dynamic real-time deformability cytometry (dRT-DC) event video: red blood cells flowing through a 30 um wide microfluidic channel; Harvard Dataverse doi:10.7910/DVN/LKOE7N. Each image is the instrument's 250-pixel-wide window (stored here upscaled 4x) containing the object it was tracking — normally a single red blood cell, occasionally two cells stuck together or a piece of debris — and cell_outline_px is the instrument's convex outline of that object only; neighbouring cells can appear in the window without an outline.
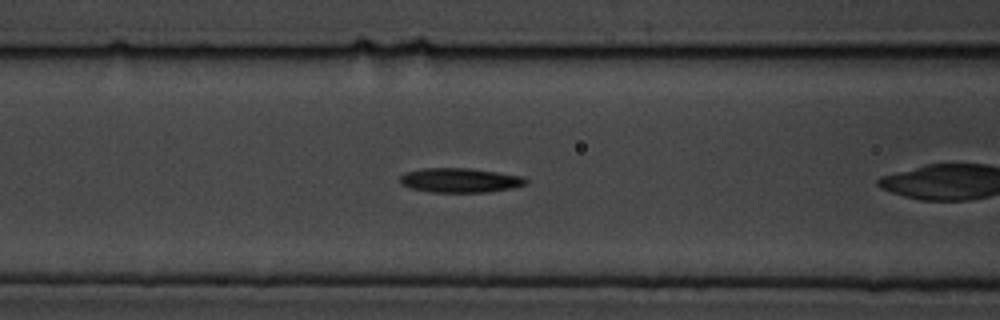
{"species": "common noctule bat (a hibernating species)", "species_latin": "Nyctalus noctula", "temperature_condition": "cold", "stored_images_in_passage": 44, "camera_frame_rate_fps": 3000, "um_per_image_px": 0.085, "animal": {"sex": "male", "body_mass_g": 19.5, "forearm_length_mm": 54.6}, "frame": {"image": 1, "passage_image": 9, "time_ms": 2.667, "image_size_px": [1000, 320], "cell_outline_px": [[528, 184], [512, 188], [488, 192], [428, 192], [408, 188], [400, 184], [400, 176], [404, 172], [420, 168], [468, 168], [524, 176], [528, 180]], "centroid_in_image_um": [39.07, 15.32], "position_along_channel_um": 127.5, "area_um2": 18.21}}
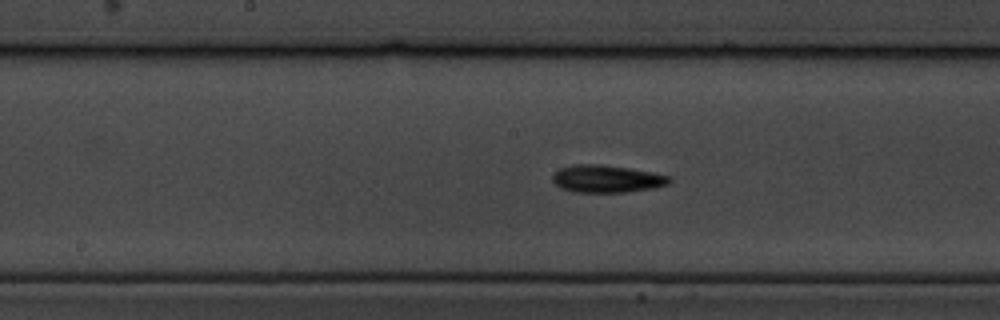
{"frame": {"image": 2, "passage_image": 15, "time_ms": 4.667, "image_size_px": [1000, 320], "cell_outline_px": [[672, 180], [668, 184], [652, 188], [624, 192], [576, 192], [560, 188], [552, 180], [552, 176], [560, 168], [572, 164], [600, 164], [628, 168], [672, 176]], "centroid_in_image_um": [51.56, 15.19], "position_along_channel_um": 196.6, "area_um2": 18.61}}
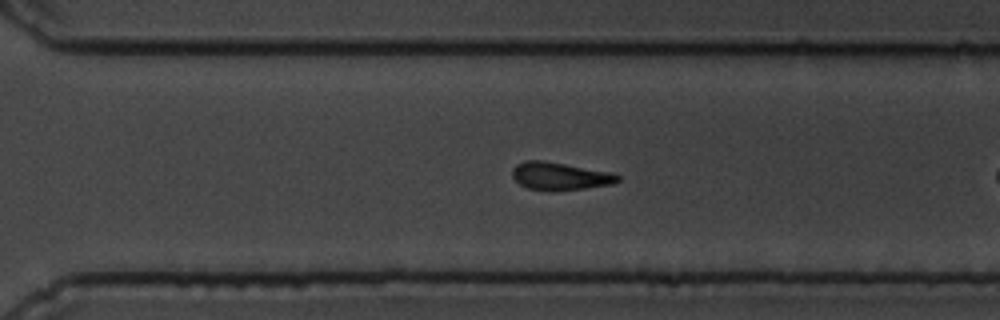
{"frame": {"image": 3, "passage_image": 26, "time_ms": 8.333, "image_size_px": [1000, 320], "cell_outline_px": [[620, 180], [612, 184], [584, 188], [552, 192], [528, 188], [520, 184], [512, 176], [512, 168], [516, 164], [524, 160], [544, 160], [616, 172], [620, 176]], "centroid_in_image_um": [47.62, 14.96], "position_along_channel_um": 323.0, "area_um2": 17.51}, "authors_computed_cell_mechanics": {"area_um2": 17.5423, "velocity_mm_per_s": 3.4551, "shape_relaxation_time_tau1_ms": 4.0483, "shape_relaxation_time_tau2_ms": 8.3398, "deformation_change_tau1": 0.108, "deformation_change_tau2": 0.1495}}